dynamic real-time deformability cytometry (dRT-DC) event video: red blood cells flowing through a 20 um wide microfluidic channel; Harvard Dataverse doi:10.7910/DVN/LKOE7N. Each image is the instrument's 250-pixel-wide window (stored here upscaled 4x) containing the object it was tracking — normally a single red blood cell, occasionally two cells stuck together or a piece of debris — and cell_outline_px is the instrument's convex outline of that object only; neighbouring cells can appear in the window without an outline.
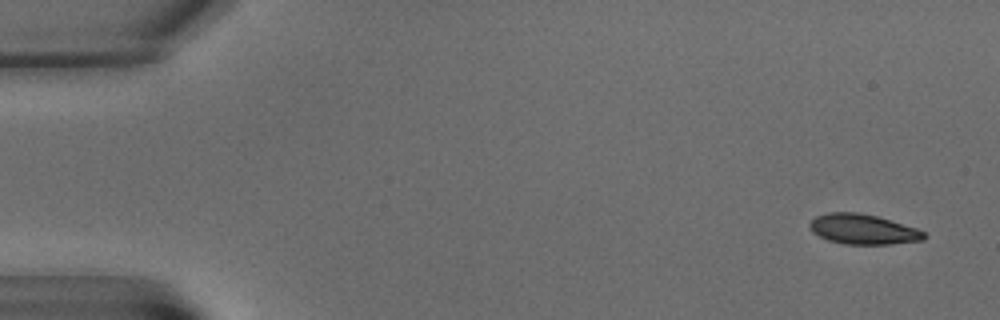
{"species": "common noctule bat (a hibernating species)", "species_latin": "Nyctalus noctula", "temperature_condition": "warm", "stored_images_in_passage": 6, "camera_frame_rate_fps": 3000, "um_per_image_px": 0.085, "animal": {"sex": "male", "body_mass_g": 15.6}, "frame": {"image": 1, "passage_image": 1, "time_ms": 0.0, "image_size_px": [1000, 320], "cell_outline_px": [[928, 236], [924, 240], [892, 244], [844, 244], [828, 240], [812, 232], [808, 228], [808, 224], [816, 216], [828, 212], [860, 212], [876, 216], [916, 228], [924, 232]], "centroid_in_image_um": [73.34, 19.49], "position_along_channel_um": 11.7, "area_um2": 20.11}}